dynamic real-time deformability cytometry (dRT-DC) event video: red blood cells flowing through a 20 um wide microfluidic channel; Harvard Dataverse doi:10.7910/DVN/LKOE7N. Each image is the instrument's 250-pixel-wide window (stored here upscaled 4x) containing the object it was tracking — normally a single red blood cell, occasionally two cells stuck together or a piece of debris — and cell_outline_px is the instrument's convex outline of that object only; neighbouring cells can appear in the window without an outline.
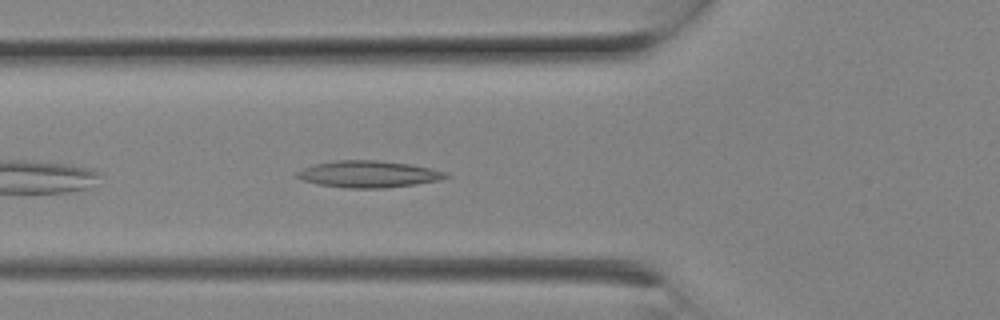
{"species": "Egyptian fruit bat (a non-hibernating species)", "species_latin": "Rousettus aegyptiacus", "temperature_condition": "room temperature", "stored_images_in_passage": 8, "camera_frame_rate_fps": 3000, "um_per_image_px": 0.085, "animal": {"sex": "female"}, "frame": {"image": 1, "passage_image": 8, "time_ms": 2.333, "image_size_px": [1000, 320], "cell_outline_px": [[452, 176], [440, 180], [416, 184], [384, 188], [344, 188], [316, 184], [304, 180], [296, 176], [296, 172], [312, 164], [336, 160], [376, 160], [412, 164], [448, 172]], "centroid_in_image_um": [31.35, 14.8], "position_along_channel_um": 94.4, "area_um2": 23.41}}